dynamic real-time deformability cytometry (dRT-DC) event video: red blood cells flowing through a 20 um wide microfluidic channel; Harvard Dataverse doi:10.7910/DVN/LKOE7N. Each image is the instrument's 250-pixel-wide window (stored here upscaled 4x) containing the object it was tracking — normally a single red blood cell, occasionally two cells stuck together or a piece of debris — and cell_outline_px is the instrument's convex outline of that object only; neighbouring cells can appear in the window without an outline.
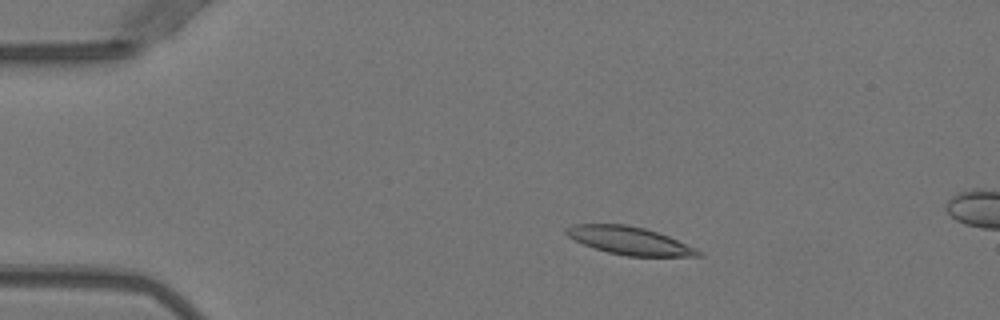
{"species": "Egyptian fruit bat (a non-hibernating species)", "species_latin": "Rousettus aegyptiacus", "temperature_condition": "warm", "stored_images_in_passage": 15, "camera_frame_rate_fps": 3000, "um_per_image_px": 0.085, "animal": {"sex": "female"}, "frame": {"image": 1, "passage_image": 9, "time_ms": 2.667, "image_size_px": [1000, 320], "cell_outline_px": [[704, 256], [628, 256], [608, 252], [584, 244], [568, 236], [564, 232], [564, 228], [576, 224], [624, 224], [644, 228], [668, 236], [696, 248], [704, 252]], "centroid_in_image_um": [53.53, 20.45], "position_along_channel_um": 31.5, "area_um2": 21.21}}